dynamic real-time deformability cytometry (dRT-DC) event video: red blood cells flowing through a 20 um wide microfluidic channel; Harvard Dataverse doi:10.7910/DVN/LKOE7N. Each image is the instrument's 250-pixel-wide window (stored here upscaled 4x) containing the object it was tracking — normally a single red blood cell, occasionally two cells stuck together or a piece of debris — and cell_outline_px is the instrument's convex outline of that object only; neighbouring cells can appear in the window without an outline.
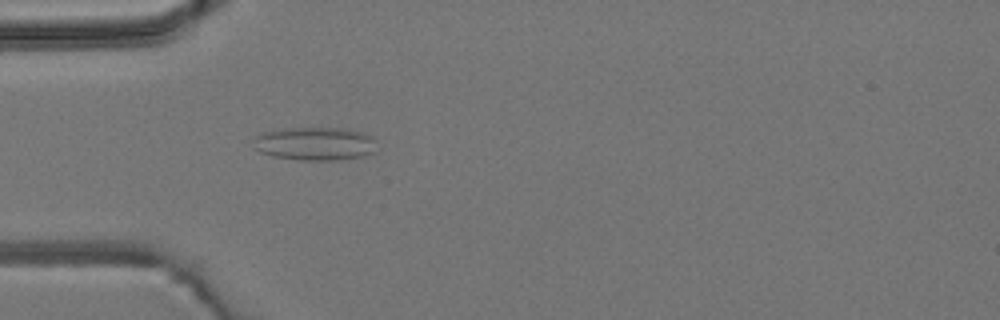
{"species": "common noctule bat (a hibernating species)", "species_latin": "Nyctalus noctula", "temperature_condition": "room temperature", "stored_images_in_passage": 4, "camera_frame_rate_fps": 3000, "um_per_image_px": 0.085, "animal": {"sex": "male", "body_mass_g": 19.2, "forearm_length_mm": 51.8}, "frame": {"image": 1, "passage_image": 4, "time_ms": 3.667, "image_size_px": [1000, 320], "cell_outline_px": [[376, 152], [364, 156], [336, 160], [300, 160], [272, 156], [260, 152], [256, 148], [256, 136], [264, 132], [284, 128], [344, 128], [360, 132], [372, 136]], "centroid_in_image_um": [26.8, 12.22], "position_along_channel_um": 58.2, "area_um2": 23.76}}